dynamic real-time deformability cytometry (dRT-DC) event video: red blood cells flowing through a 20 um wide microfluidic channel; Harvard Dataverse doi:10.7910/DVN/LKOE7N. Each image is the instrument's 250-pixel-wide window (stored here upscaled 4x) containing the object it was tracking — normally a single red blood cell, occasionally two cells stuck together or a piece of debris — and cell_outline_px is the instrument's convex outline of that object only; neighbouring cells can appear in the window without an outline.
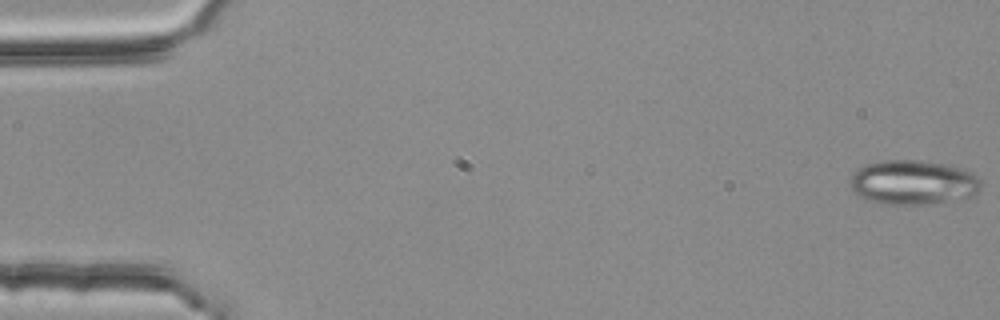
{"species": "common noctule bat (a hibernating species)", "species_latin": "Nyctalus noctula", "temperature_condition": "room temperature", "stored_images_in_passage": 54, "segment_of_instrument_passage": [1, 2], "camera_frame_rate_fps": 3000, "um_per_image_px": 0.085, "animal": {"sex": "female", "body_mass_g": 25.1}, "frame": {"image": 1, "passage_image": 1, "time_ms": 0.0, "image_size_px": [1000, 320], "cell_outline_px": [[980, 188], [972, 196], [916, 204], [884, 204], [864, 200], [852, 188], [852, 172], [856, 168], [864, 164], [884, 160], [916, 160], [964, 168], [972, 172], [980, 180]], "centroid_in_image_um": [77.56, 15.48], "position_along_channel_um": 7.4, "area_um2": 33.41}}